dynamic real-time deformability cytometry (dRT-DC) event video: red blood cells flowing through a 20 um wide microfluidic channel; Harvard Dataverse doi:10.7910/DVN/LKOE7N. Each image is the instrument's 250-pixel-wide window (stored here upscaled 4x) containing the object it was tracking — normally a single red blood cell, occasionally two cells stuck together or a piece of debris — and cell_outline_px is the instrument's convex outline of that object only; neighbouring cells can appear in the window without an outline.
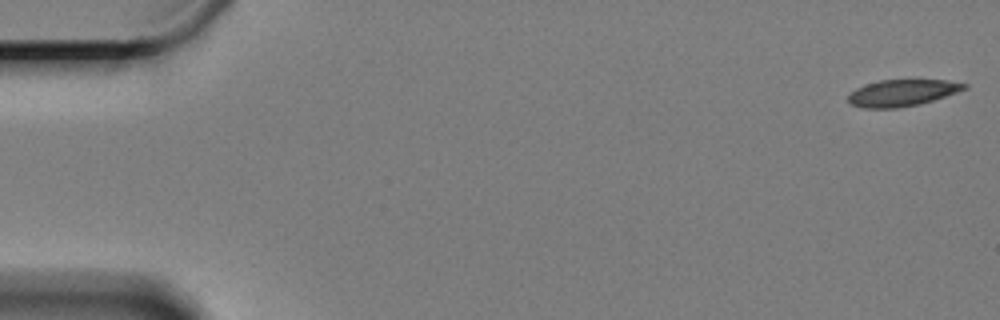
{"species": "Egyptian fruit bat (a non-hibernating species)", "species_latin": "Rousettus aegyptiacus", "temperature_condition": "cold", "stored_images_in_passage": 24, "camera_frame_rate_fps": 3000, "um_per_image_px": 0.085, "animal": {"sex": "female"}, "frame": {"image": 1, "passage_image": 1, "time_ms": 0.0, "image_size_px": [1000, 320], "cell_outline_px": [[968, 88], [920, 104], [896, 108], [864, 108], [852, 104], [848, 100], [848, 96], [856, 88], [880, 80], [948, 80], [968, 84]], "centroid_in_image_um": [76.7, 7.89], "position_along_channel_um": 8.3, "area_um2": 17.74}}
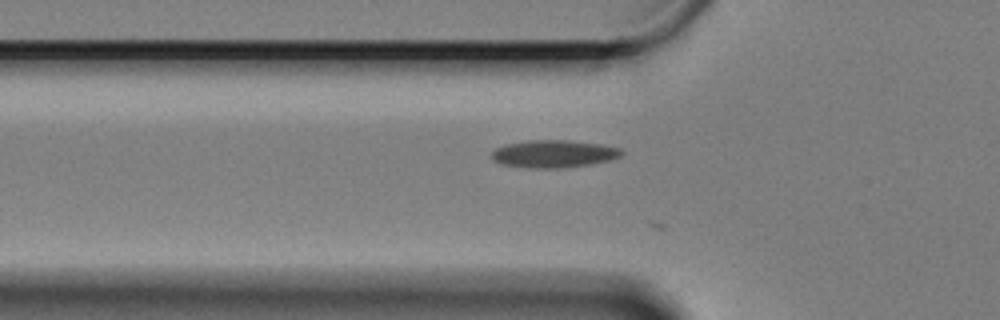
{"frame": {"image": 2, "passage_image": 20, "time_ms": 6.333, "image_size_px": [1000, 320], "cell_outline_px": [[624, 152], [620, 156], [608, 160], [592, 164], [564, 168], [524, 168], [500, 164], [492, 160], [492, 152], [496, 148], [508, 144], [528, 140], [568, 140], [600, 144], [620, 148]], "centroid_in_image_um": [47.05, 13.08], "position_along_channel_um": 78.8, "area_um2": 20.92}}
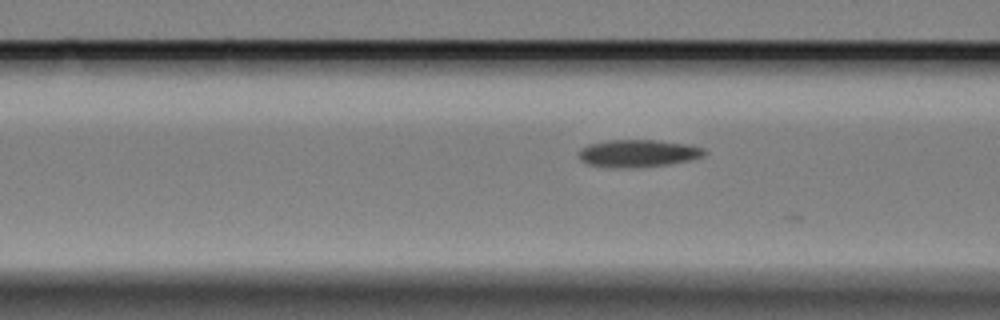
{"frame": {"image": 3, "passage_image": 23, "time_ms": 7.333, "image_size_px": [1000, 320], "cell_outline_px": [[708, 152], [704, 156], [688, 160], [668, 164], [636, 168], [608, 168], [588, 164], [580, 160], [580, 148], [588, 144], [608, 140], [656, 140], [692, 144], [704, 148]], "centroid_in_image_um": [54.25, 13.03], "position_along_channel_um": 112.3, "area_um2": 20.4}}